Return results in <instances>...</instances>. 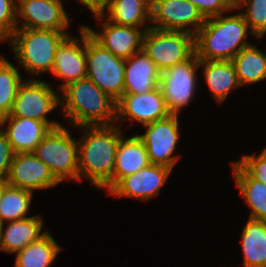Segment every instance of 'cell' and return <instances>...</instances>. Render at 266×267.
<instances>
[{
    "label": "cell",
    "mask_w": 266,
    "mask_h": 267,
    "mask_svg": "<svg viewBox=\"0 0 266 267\" xmlns=\"http://www.w3.org/2000/svg\"><path fill=\"white\" fill-rule=\"evenodd\" d=\"M6 181L9 185L32 192L53 188L60 183L33 152L14 154Z\"/></svg>",
    "instance_id": "obj_16"
},
{
    "label": "cell",
    "mask_w": 266,
    "mask_h": 267,
    "mask_svg": "<svg viewBox=\"0 0 266 267\" xmlns=\"http://www.w3.org/2000/svg\"><path fill=\"white\" fill-rule=\"evenodd\" d=\"M204 22L203 15L188 0H151L152 28L195 35Z\"/></svg>",
    "instance_id": "obj_11"
},
{
    "label": "cell",
    "mask_w": 266,
    "mask_h": 267,
    "mask_svg": "<svg viewBox=\"0 0 266 267\" xmlns=\"http://www.w3.org/2000/svg\"><path fill=\"white\" fill-rule=\"evenodd\" d=\"M79 29L80 38L77 39L69 34L61 41L56 50L51 73L64 81L62 84H58L59 90L69 83L87 76L86 27L81 25Z\"/></svg>",
    "instance_id": "obj_14"
},
{
    "label": "cell",
    "mask_w": 266,
    "mask_h": 267,
    "mask_svg": "<svg viewBox=\"0 0 266 267\" xmlns=\"http://www.w3.org/2000/svg\"><path fill=\"white\" fill-rule=\"evenodd\" d=\"M243 267H266V221L249 218L241 234Z\"/></svg>",
    "instance_id": "obj_24"
},
{
    "label": "cell",
    "mask_w": 266,
    "mask_h": 267,
    "mask_svg": "<svg viewBox=\"0 0 266 267\" xmlns=\"http://www.w3.org/2000/svg\"><path fill=\"white\" fill-rule=\"evenodd\" d=\"M177 114H170L161 120L143 125L144 134L137 135L145 145L150 164L173 169L181 156L172 155L179 142V119Z\"/></svg>",
    "instance_id": "obj_10"
},
{
    "label": "cell",
    "mask_w": 266,
    "mask_h": 267,
    "mask_svg": "<svg viewBox=\"0 0 266 267\" xmlns=\"http://www.w3.org/2000/svg\"><path fill=\"white\" fill-rule=\"evenodd\" d=\"M0 224V251L18 253L32 242L38 241L47 232H41L44 221L40 215ZM4 231V232H3Z\"/></svg>",
    "instance_id": "obj_20"
},
{
    "label": "cell",
    "mask_w": 266,
    "mask_h": 267,
    "mask_svg": "<svg viewBox=\"0 0 266 267\" xmlns=\"http://www.w3.org/2000/svg\"><path fill=\"white\" fill-rule=\"evenodd\" d=\"M142 50L160 72L188 60L195 53L194 35L186 31L150 27L144 32Z\"/></svg>",
    "instance_id": "obj_6"
},
{
    "label": "cell",
    "mask_w": 266,
    "mask_h": 267,
    "mask_svg": "<svg viewBox=\"0 0 266 267\" xmlns=\"http://www.w3.org/2000/svg\"><path fill=\"white\" fill-rule=\"evenodd\" d=\"M61 250L53 235L47 231L38 241L16 253L14 267H51Z\"/></svg>",
    "instance_id": "obj_27"
},
{
    "label": "cell",
    "mask_w": 266,
    "mask_h": 267,
    "mask_svg": "<svg viewBox=\"0 0 266 267\" xmlns=\"http://www.w3.org/2000/svg\"><path fill=\"white\" fill-rule=\"evenodd\" d=\"M17 0H0V41L5 42L17 29Z\"/></svg>",
    "instance_id": "obj_31"
},
{
    "label": "cell",
    "mask_w": 266,
    "mask_h": 267,
    "mask_svg": "<svg viewBox=\"0 0 266 267\" xmlns=\"http://www.w3.org/2000/svg\"><path fill=\"white\" fill-rule=\"evenodd\" d=\"M16 16L17 28L69 33L66 29L70 27L71 20L64 10L62 0H17Z\"/></svg>",
    "instance_id": "obj_12"
},
{
    "label": "cell",
    "mask_w": 266,
    "mask_h": 267,
    "mask_svg": "<svg viewBox=\"0 0 266 267\" xmlns=\"http://www.w3.org/2000/svg\"><path fill=\"white\" fill-rule=\"evenodd\" d=\"M108 1L109 0H77V2L81 3L83 6H86L90 12L98 11Z\"/></svg>",
    "instance_id": "obj_35"
},
{
    "label": "cell",
    "mask_w": 266,
    "mask_h": 267,
    "mask_svg": "<svg viewBox=\"0 0 266 267\" xmlns=\"http://www.w3.org/2000/svg\"><path fill=\"white\" fill-rule=\"evenodd\" d=\"M0 128L6 134L15 154L34 152L36 146L52 129L43 121L20 117L0 118Z\"/></svg>",
    "instance_id": "obj_18"
},
{
    "label": "cell",
    "mask_w": 266,
    "mask_h": 267,
    "mask_svg": "<svg viewBox=\"0 0 266 267\" xmlns=\"http://www.w3.org/2000/svg\"><path fill=\"white\" fill-rule=\"evenodd\" d=\"M17 68L0 56V118L10 114L18 88L24 81Z\"/></svg>",
    "instance_id": "obj_29"
},
{
    "label": "cell",
    "mask_w": 266,
    "mask_h": 267,
    "mask_svg": "<svg viewBox=\"0 0 266 267\" xmlns=\"http://www.w3.org/2000/svg\"><path fill=\"white\" fill-rule=\"evenodd\" d=\"M232 162L234 183L251 209L249 218L266 221V185L252 179L236 162Z\"/></svg>",
    "instance_id": "obj_25"
},
{
    "label": "cell",
    "mask_w": 266,
    "mask_h": 267,
    "mask_svg": "<svg viewBox=\"0 0 266 267\" xmlns=\"http://www.w3.org/2000/svg\"><path fill=\"white\" fill-rule=\"evenodd\" d=\"M240 86L256 84L266 79V50L253 44L243 48L233 59Z\"/></svg>",
    "instance_id": "obj_26"
},
{
    "label": "cell",
    "mask_w": 266,
    "mask_h": 267,
    "mask_svg": "<svg viewBox=\"0 0 266 267\" xmlns=\"http://www.w3.org/2000/svg\"><path fill=\"white\" fill-rule=\"evenodd\" d=\"M235 10L240 12L247 22L252 35L258 40L266 35V0H235ZM243 7V8H242Z\"/></svg>",
    "instance_id": "obj_30"
},
{
    "label": "cell",
    "mask_w": 266,
    "mask_h": 267,
    "mask_svg": "<svg viewBox=\"0 0 266 267\" xmlns=\"http://www.w3.org/2000/svg\"><path fill=\"white\" fill-rule=\"evenodd\" d=\"M194 4L203 17L210 18L234 11L235 0H188Z\"/></svg>",
    "instance_id": "obj_33"
},
{
    "label": "cell",
    "mask_w": 266,
    "mask_h": 267,
    "mask_svg": "<svg viewBox=\"0 0 266 267\" xmlns=\"http://www.w3.org/2000/svg\"><path fill=\"white\" fill-rule=\"evenodd\" d=\"M33 192L7 184L0 200V224L29 218Z\"/></svg>",
    "instance_id": "obj_28"
},
{
    "label": "cell",
    "mask_w": 266,
    "mask_h": 267,
    "mask_svg": "<svg viewBox=\"0 0 266 267\" xmlns=\"http://www.w3.org/2000/svg\"><path fill=\"white\" fill-rule=\"evenodd\" d=\"M161 72L143 50L125 61L124 94L147 93L159 86Z\"/></svg>",
    "instance_id": "obj_19"
},
{
    "label": "cell",
    "mask_w": 266,
    "mask_h": 267,
    "mask_svg": "<svg viewBox=\"0 0 266 267\" xmlns=\"http://www.w3.org/2000/svg\"><path fill=\"white\" fill-rule=\"evenodd\" d=\"M7 184L8 183H7L6 179L0 177V200H1L2 194H3L4 189L6 188Z\"/></svg>",
    "instance_id": "obj_36"
},
{
    "label": "cell",
    "mask_w": 266,
    "mask_h": 267,
    "mask_svg": "<svg viewBox=\"0 0 266 267\" xmlns=\"http://www.w3.org/2000/svg\"><path fill=\"white\" fill-rule=\"evenodd\" d=\"M170 114L158 86L147 93L123 94L116 101L115 124L129 119L132 122L134 120V122L146 125L166 118Z\"/></svg>",
    "instance_id": "obj_15"
},
{
    "label": "cell",
    "mask_w": 266,
    "mask_h": 267,
    "mask_svg": "<svg viewBox=\"0 0 266 267\" xmlns=\"http://www.w3.org/2000/svg\"><path fill=\"white\" fill-rule=\"evenodd\" d=\"M172 169L149 164L135 174L123 177L109 192L115 197L148 201L156 197L170 176Z\"/></svg>",
    "instance_id": "obj_17"
},
{
    "label": "cell",
    "mask_w": 266,
    "mask_h": 267,
    "mask_svg": "<svg viewBox=\"0 0 266 267\" xmlns=\"http://www.w3.org/2000/svg\"><path fill=\"white\" fill-rule=\"evenodd\" d=\"M200 60L194 53L188 60L161 72L159 88L171 114H179L196 93Z\"/></svg>",
    "instance_id": "obj_9"
},
{
    "label": "cell",
    "mask_w": 266,
    "mask_h": 267,
    "mask_svg": "<svg viewBox=\"0 0 266 267\" xmlns=\"http://www.w3.org/2000/svg\"><path fill=\"white\" fill-rule=\"evenodd\" d=\"M125 61L103 48L86 29V77L115 101L124 94Z\"/></svg>",
    "instance_id": "obj_7"
},
{
    "label": "cell",
    "mask_w": 266,
    "mask_h": 267,
    "mask_svg": "<svg viewBox=\"0 0 266 267\" xmlns=\"http://www.w3.org/2000/svg\"><path fill=\"white\" fill-rule=\"evenodd\" d=\"M69 34L50 29L17 28L8 43L12 46L18 66L23 67L30 76L37 77L52 71L57 47Z\"/></svg>",
    "instance_id": "obj_4"
},
{
    "label": "cell",
    "mask_w": 266,
    "mask_h": 267,
    "mask_svg": "<svg viewBox=\"0 0 266 267\" xmlns=\"http://www.w3.org/2000/svg\"><path fill=\"white\" fill-rule=\"evenodd\" d=\"M199 67H201L210 94L218 104H222L231 91L241 87L232 61L200 60Z\"/></svg>",
    "instance_id": "obj_23"
},
{
    "label": "cell",
    "mask_w": 266,
    "mask_h": 267,
    "mask_svg": "<svg viewBox=\"0 0 266 267\" xmlns=\"http://www.w3.org/2000/svg\"><path fill=\"white\" fill-rule=\"evenodd\" d=\"M70 133L64 125L51 129L33 152L60 183L66 179L78 182V140Z\"/></svg>",
    "instance_id": "obj_5"
},
{
    "label": "cell",
    "mask_w": 266,
    "mask_h": 267,
    "mask_svg": "<svg viewBox=\"0 0 266 267\" xmlns=\"http://www.w3.org/2000/svg\"><path fill=\"white\" fill-rule=\"evenodd\" d=\"M251 30L241 13L206 18L194 35L195 54L199 60L232 61L248 42Z\"/></svg>",
    "instance_id": "obj_2"
},
{
    "label": "cell",
    "mask_w": 266,
    "mask_h": 267,
    "mask_svg": "<svg viewBox=\"0 0 266 267\" xmlns=\"http://www.w3.org/2000/svg\"><path fill=\"white\" fill-rule=\"evenodd\" d=\"M98 11L117 25L151 27V0H109Z\"/></svg>",
    "instance_id": "obj_21"
},
{
    "label": "cell",
    "mask_w": 266,
    "mask_h": 267,
    "mask_svg": "<svg viewBox=\"0 0 266 267\" xmlns=\"http://www.w3.org/2000/svg\"><path fill=\"white\" fill-rule=\"evenodd\" d=\"M95 20L101 24V30L96 32L85 25L90 36L103 48L109 50L117 57L130 58L142 50L144 32L149 28H135L122 26L108 21L99 11L91 12ZM101 22V23H100Z\"/></svg>",
    "instance_id": "obj_13"
},
{
    "label": "cell",
    "mask_w": 266,
    "mask_h": 267,
    "mask_svg": "<svg viewBox=\"0 0 266 267\" xmlns=\"http://www.w3.org/2000/svg\"><path fill=\"white\" fill-rule=\"evenodd\" d=\"M14 151L7 140V136L0 128V177L5 178L8 176L10 166L13 161Z\"/></svg>",
    "instance_id": "obj_34"
},
{
    "label": "cell",
    "mask_w": 266,
    "mask_h": 267,
    "mask_svg": "<svg viewBox=\"0 0 266 267\" xmlns=\"http://www.w3.org/2000/svg\"><path fill=\"white\" fill-rule=\"evenodd\" d=\"M78 141V181L89 180L97 189L113 188L115 157L122 130L118 124L80 126Z\"/></svg>",
    "instance_id": "obj_1"
},
{
    "label": "cell",
    "mask_w": 266,
    "mask_h": 267,
    "mask_svg": "<svg viewBox=\"0 0 266 267\" xmlns=\"http://www.w3.org/2000/svg\"><path fill=\"white\" fill-rule=\"evenodd\" d=\"M49 83L34 78L23 81L18 88L12 110L5 117L32 118L47 123L52 129L61 122L50 121L47 114L60 105V94Z\"/></svg>",
    "instance_id": "obj_8"
},
{
    "label": "cell",
    "mask_w": 266,
    "mask_h": 267,
    "mask_svg": "<svg viewBox=\"0 0 266 267\" xmlns=\"http://www.w3.org/2000/svg\"><path fill=\"white\" fill-rule=\"evenodd\" d=\"M252 179L266 185V148L259 155L246 154L239 161H235Z\"/></svg>",
    "instance_id": "obj_32"
},
{
    "label": "cell",
    "mask_w": 266,
    "mask_h": 267,
    "mask_svg": "<svg viewBox=\"0 0 266 267\" xmlns=\"http://www.w3.org/2000/svg\"><path fill=\"white\" fill-rule=\"evenodd\" d=\"M60 91L62 117L74 128L115 124L116 101L87 77L69 83Z\"/></svg>",
    "instance_id": "obj_3"
},
{
    "label": "cell",
    "mask_w": 266,
    "mask_h": 267,
    "mask_svg": "<svg viewBox=\"0 0 266 267\" xmlns=\"http://www.w3.org/2000/svg\"><path fill=\"white\" fill-rule=\"evenodd\" d=\"M150 164L148 153L142 140L137 136L120 138L113 171V187L123 178L135 174Z\"/></svg>",
    "instance_id": "obj_22"
}]
</instances>
